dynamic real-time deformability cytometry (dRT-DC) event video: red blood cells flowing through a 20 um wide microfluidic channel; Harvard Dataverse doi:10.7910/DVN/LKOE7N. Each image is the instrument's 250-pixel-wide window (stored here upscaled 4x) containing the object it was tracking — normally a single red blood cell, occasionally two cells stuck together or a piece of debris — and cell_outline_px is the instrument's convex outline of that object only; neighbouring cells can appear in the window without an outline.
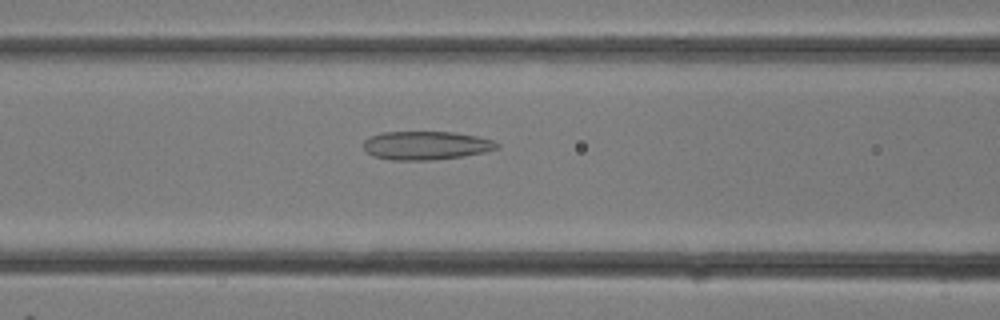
{"species": "common noctule bat (a hibernating species)", "species_latin": "Nyctalus noctula", "temperature_condition": "room temperature", "stored_images_in_passage": 9, "camera_frame_rate_fps": 3000, "um_per_image_px": 0.085, "animal": {"sex": "female"}, "frame": {"image": 1, "passage_image": 7, "time_ms": 2.0, "image_size_px": [1000, 320], "cell_outline_px": [[500, 148], [484, 152], [464, 156], [428, 160], [392, 160], [372, 156], [364, 152], [364, 140], [368, 136], [380, 132], [452, 132], [476, 136], [492, 140], [500, 144]], "centroid_in_image_um": [36.17, 12.36], "position_along_channel_um": 130.4, "area_um2": 22.37}}
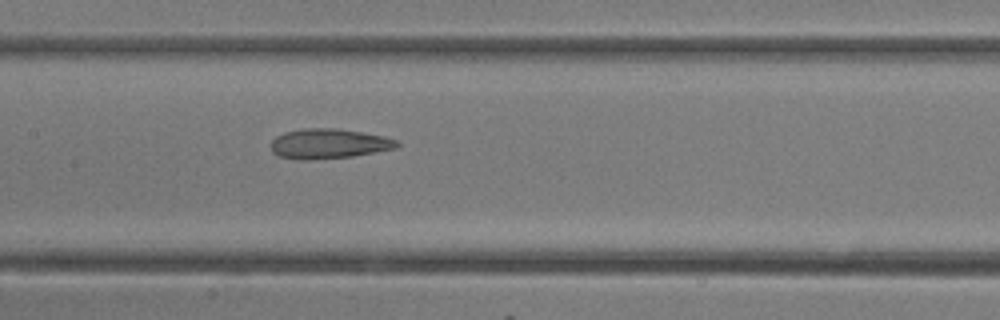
{"frame": {"image": 2, "passage_image": 9, "time_ms": 2.667, "image_size_px": [1000, 320], "cell_outline_px": [[400, 144], [396, 148], [352, 156], [312, 160], [296, 160], [280, 156], [272, 152], [272, 140], [276, 136], [284, 132], [304, 128], [340, 128], [384, 136], [396, 140]], "centroid_in_image_um": [27.93, 12.21], "position_along_channel_um": 179.5, "area_um2": 22.02}}